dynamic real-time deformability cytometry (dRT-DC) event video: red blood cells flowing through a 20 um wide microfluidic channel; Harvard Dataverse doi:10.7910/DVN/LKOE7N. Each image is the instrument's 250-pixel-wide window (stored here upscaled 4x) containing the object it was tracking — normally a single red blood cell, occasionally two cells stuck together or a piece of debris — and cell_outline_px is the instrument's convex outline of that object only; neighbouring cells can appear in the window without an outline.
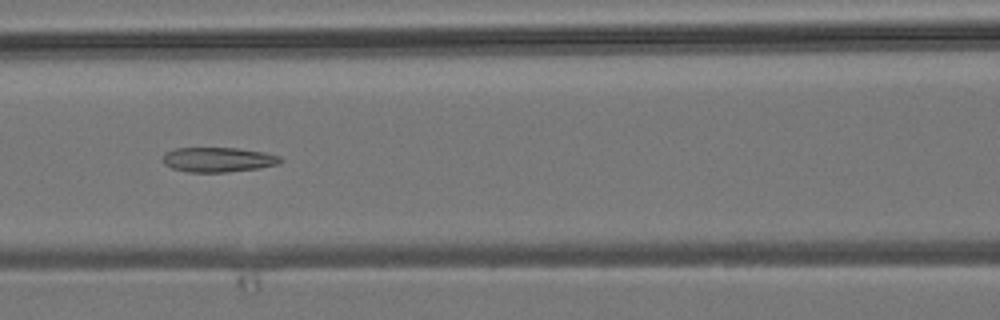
{"species": "common noctule bat (a hibernating species)", "species_latin": "Nyctalus noctula", "temperature_condition": "room temperature", "stored_images_in_passage": 6, "camera_frame_rate_fps": 3000, "um_per_image_px": 0.085, "animal": {"sex": "male", "body_mass_g": 19.2, "forearm_length_mm": 51.8}, "frame": {"image": 1, "passage_image": 6, "time_ms": 5.667, "image_size_px": [1000, 320], "cell_outline_px": [[284, 160], [280, 164], [260, 168], [228, 172], [188, 172], [172, 168], [164, 164], [164, 152], [176, 148], [236, 148], [264, 152], [280, 156]], "centroid_in_image_um": [18.58, 13.57], "position_along_channel_um": 148.0, "area_um2": 17.05}}